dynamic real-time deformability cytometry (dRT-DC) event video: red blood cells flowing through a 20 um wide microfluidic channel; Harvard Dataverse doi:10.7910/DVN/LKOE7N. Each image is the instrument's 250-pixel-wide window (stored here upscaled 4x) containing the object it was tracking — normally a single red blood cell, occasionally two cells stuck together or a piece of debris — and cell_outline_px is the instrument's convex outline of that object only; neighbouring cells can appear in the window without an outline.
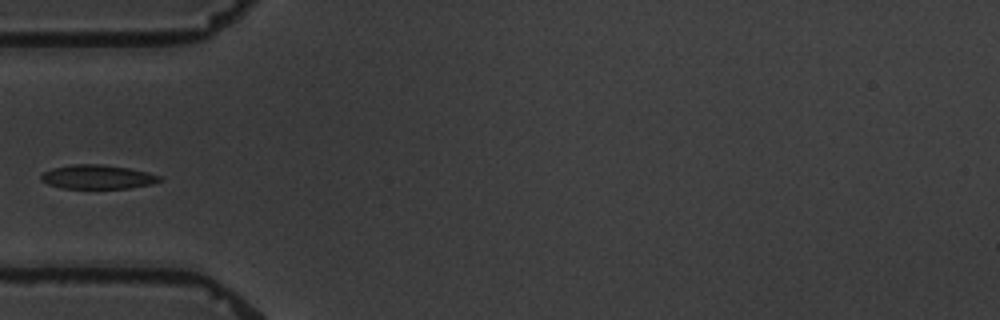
{"species": "common noctule bat (a hibernating species)", "species_latin": "Nyctalus noctula", "temperature_condition": "warm", "stored_images_in_passage": 2, "camera_frame_rate_fps": 3000, "um_per_image_px": 0.085, "animal": {"sex": "male", "body_mass_g": 19.5, "forearm_length_mm": 54.6}, "frame": {"image": 1, "passage_image": 2, "time_ms": 1.0, "image_size_px": [1000, 320], "cell_outline_px": [[164, 180], [152, 184], [128, 188], [60, 188], [48, 184], [40, 180], [40, 176], [44, 172], [52, 168], [72, 164], [100, 164], [128, 168], [148, 172], [160, 176]], "centroid_in_image_um": [8.29, 15.04], "position_along_channel_um": 76.7, "area_um2": 16.65}}